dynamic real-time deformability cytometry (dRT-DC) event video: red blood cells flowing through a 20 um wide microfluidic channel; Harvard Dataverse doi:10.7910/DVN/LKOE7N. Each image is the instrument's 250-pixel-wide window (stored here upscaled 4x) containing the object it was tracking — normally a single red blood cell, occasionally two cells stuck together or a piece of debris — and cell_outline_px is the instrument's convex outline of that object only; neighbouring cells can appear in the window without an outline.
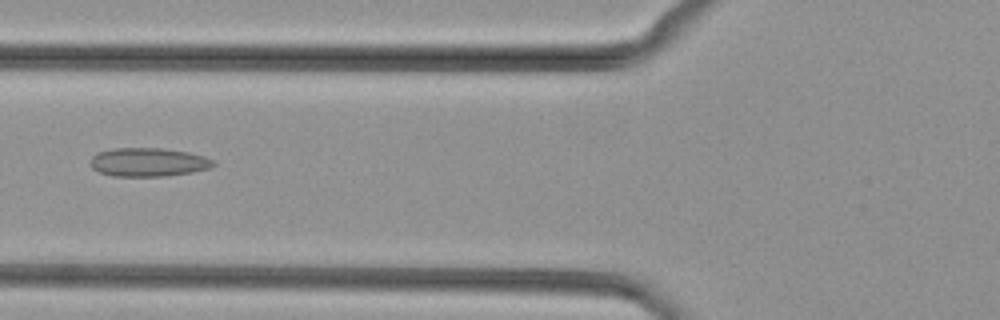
{"species": "common noctule bat (a hibernating species)", "species_latin": "Nyctalus noctula", "temperature_condition": "cold", "stored_images_in_passage": 41, "camera_frame_rate_fps": 3000, "um_per_image_px": 0.085, "animal": {"sex": "female", "body_mass_g": 29.2, "forearm_length_mm": 56.3}, "frame": {"image": 1, "passage_image": 11, "time_ms": 3.333, "image_size_px": [1000, 320], "cell_outline_px": [[216, 164], [212, 168], [192, 172], [164, 176], [112, 176], [100, 172], [92, 168], [92, 156], [96, 152], [112, 148], [164, 148], [188, 152], [204, 156], [212, 160]], "centroid_in_image_um": [12.62, 13.78], "position_along_channel_um": 113.2, "area_um2": 20.58}}
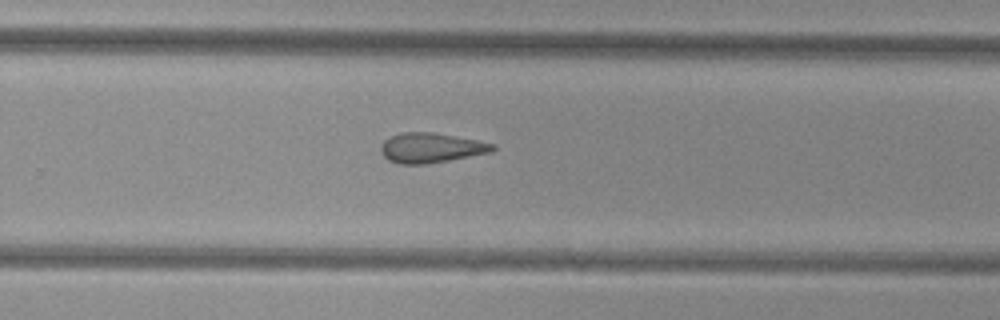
{"frame": {"image": 2, "passage_image": 24, "time_ms": 7.667, "image_size_px": [1000, 320], "cell_outline_px": [[496, 148], [492, 152], [428, 164], [400, 164], [388, 160], [380, 152], [380, 144], [384, 140], [400, 132], [432, 132], [476, 140], [496, 144]], "centroid_in_image_um": [36.62, 12.57], "position_along_channel_um": 293.2, "area_um2": 19.54}}
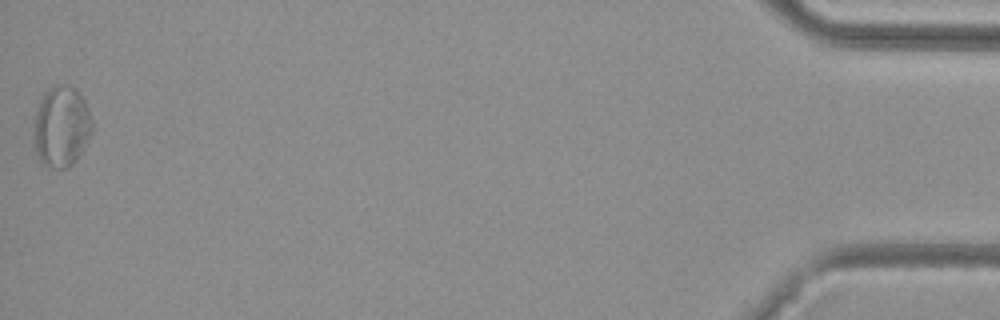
{"frame": {"image": 3, "passage_image": 41, "time_ms": 13.333, "image_size_px": [1000, 320], "cell_outline_px": [[92, 132], [84, 148], [76, 160], [68, 168], [48, 168], [40, 160], [36, 152], [32, 140], [36, 112], [44, 92], [48, 88], [56, 84], [64, 84], [76, 88], [84, 100], [88, 108], [92, 120]], "centroid_in_image_um": [5.21, 10.76], "position_along_channel_um": 430.0, "area_um2": 27.8}}